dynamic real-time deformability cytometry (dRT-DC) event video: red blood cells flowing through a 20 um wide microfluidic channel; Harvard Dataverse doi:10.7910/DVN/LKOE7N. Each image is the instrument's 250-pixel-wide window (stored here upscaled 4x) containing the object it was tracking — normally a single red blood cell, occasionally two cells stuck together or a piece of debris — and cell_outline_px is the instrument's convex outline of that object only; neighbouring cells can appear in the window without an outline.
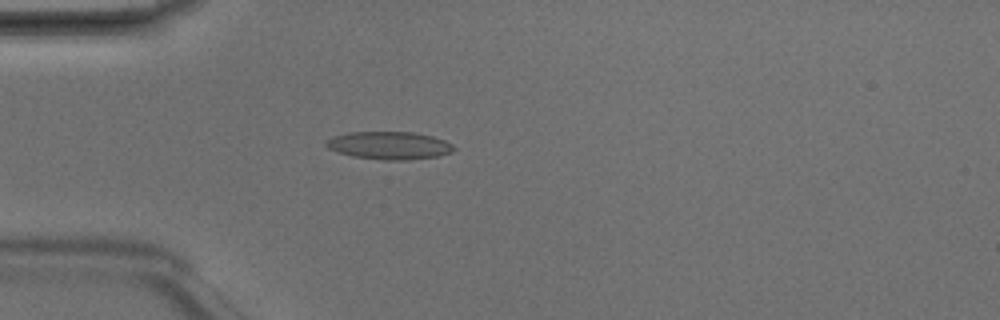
{"species": "Egyptian fruit bat (a non-hibernating species)", "species_latin": "Rousettus aegyptiacus", "temperature_condition": "room temperature", "stored_images_in_passage": 1, "camera_frame_rate_fps": 3000, "um_per_image_px": 0.085, "animal": {"sex": "male"}, "frame": {"image": 1, "passage_image": 1, "time_ms": 0.0, "image_size_px": [1000, 320], "cell_outline_px": [[456, 148], [452, 152], [436, 156], [408, 160], [384, 160], [352, 156], [328, 148], [324, 144], [324, 140], [332, 136], [348, 132], [412, 132], [432, 136], [444, 140], [452, 144]], "centroid_in_image_um": [33.06, 12.36], "position_along_channel_um": 51.9, "area_um2": 20.69}}